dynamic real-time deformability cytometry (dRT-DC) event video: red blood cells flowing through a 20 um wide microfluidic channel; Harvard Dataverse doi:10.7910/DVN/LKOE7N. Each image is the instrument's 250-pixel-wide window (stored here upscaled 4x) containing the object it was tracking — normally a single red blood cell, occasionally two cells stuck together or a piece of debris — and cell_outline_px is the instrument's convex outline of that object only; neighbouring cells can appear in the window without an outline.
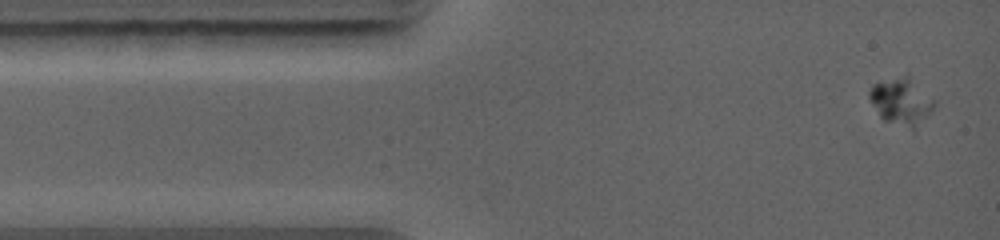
{"species": "common noctule bat (a hibernating species)", "species_latin": "Nyctalus noctula", "temperature_condition": "warm", "stored_images_in_passage": 8, "camera_frame_rate_fps": 5000, "um_per_image_px": 0.085, "animal": {"sex": "female", "body_mass_g": 19.0, "forearm_length_mm": 56.7}, "frame": {"image": 1, "passage_image": 1, "time_ms": 0.0, "image_size_px": [1000, 240], "cell_outline_px": [[936, 104], [912, 128], [884, 120], [880, 116], [868, 96], [868, 92], [872, 84], [908, 72], [936, 100]], "centroid_in_image_um": [76.61, 8.5], "position_along_channel_um": 8.4, "area_um2": 17.57}}
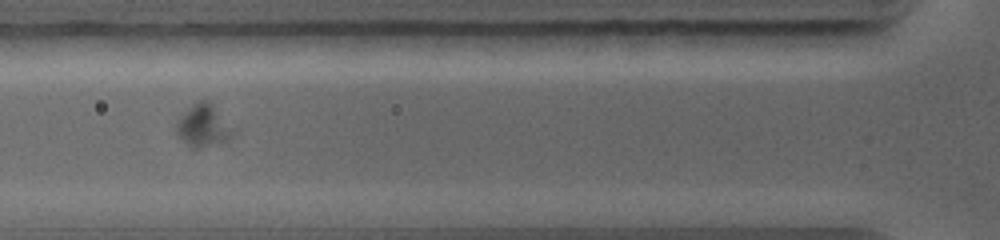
{"frame": {"image": 2, "passage_image": 5, "time_ms": 3.6, "image_size_px": [1000, 240], "cell_outline_px": [[232, 136], [228, 140], [196, 148], [192, 148], [176, 132], [176, 124], [180, 116], [192, 104], [200, 100], [208, 100], [212, 104], [232, 132]], "centroid_in_image_um": [17.21, 10.67], "position_along_channel_um": 108.6, "area_um2": 13.06}}
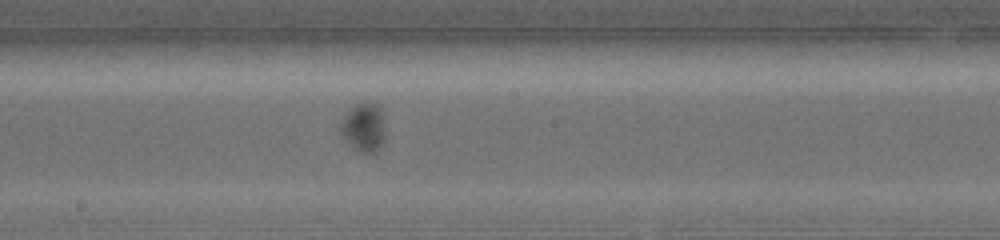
{"frame": {"image": 3, "passage_image": 8, "time_ms": 6.0, "image_size_px": [1000, 240], "cell_outline_px": [[384, 140], [380, 148], [376, 152], [364, 152], [348, 144], [340, 136], [340, 124], [344, 116], [356, 104], [376, 104], [384, 112]], "centroid_in_image_um": [30.93, 10.84], "position_along_channel_um": 217.3, "area_um2": 12.6}}